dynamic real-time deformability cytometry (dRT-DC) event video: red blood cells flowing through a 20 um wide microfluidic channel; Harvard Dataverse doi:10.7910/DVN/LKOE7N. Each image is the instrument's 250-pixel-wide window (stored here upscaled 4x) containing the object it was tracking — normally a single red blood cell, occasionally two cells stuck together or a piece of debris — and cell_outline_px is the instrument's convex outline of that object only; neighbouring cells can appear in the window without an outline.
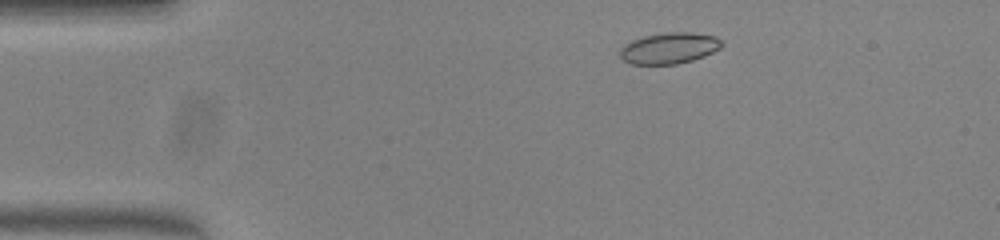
{"species": "common noctule bat (a hibernating species)", "species_latin": "Nyctalus noctula", "temperature_condition": "warm", "stored_images_in_passage": 47, "camera_frame_rate_fps": 3000, "um_per_image_px": 0.085, "animal": {"sex": "female", "body_mass_g": 23.0, "forearm_length_mm": 53.4}, "frame": {"image": 1, "passage_image": 5, "time_ms": 1.333, "image_size_px": [1000, 240], "cell_outline_px": [[724, 44], [720, 48], [704, 56], [692, 60], [676, 64], [628, 64], [620, 56], [620, 48], [624, 44], [632, 40], [644, 36], [664, 32], [692, 32], [716, 36]], "centroid_in_image_um": [56.87, 4.08], "position_along_channel_um": 28.1, "area_um2": 18.55}}
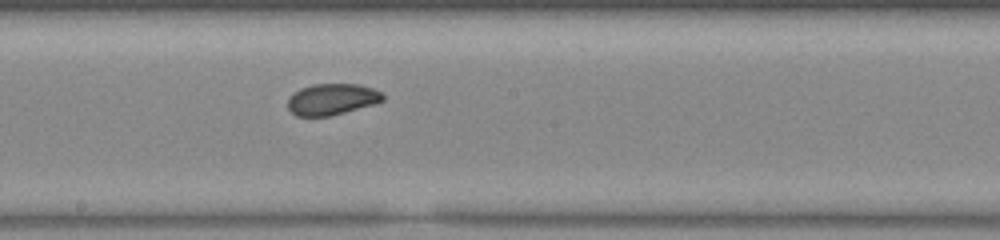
{"frame": {"image": 2, "passage_image": 24, "time_ms": 7.667, "image_size_px": [1000, 240], "cell_outline_px": [[384, 100], [376, 104], [328, 116], [296, 116], [288, 108], [288, 96], [300, 88], [312, 84], [356, 84], [372, 88], [380, 92], [384, 96]], "centroid_in_image_um": [28.2, 8.43], "position_along_channel_um": 220.0, "area_um2": 17.34}}
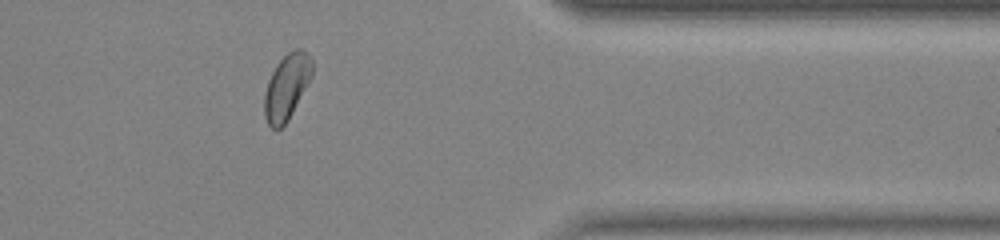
{"frame": {"image": 3, "passage_image": 38, "time_ms": 12.333, "image_size_px": [1000, 240], "cell_outline_px": [[312, 76], [308, 84], [288, 120], [276, 132], [268, 124], [264, 116], [264, 92], [268, 80], [276, 64], [288, 52], [296, 48], [300, 48], [308, 52], [312, 60]], "centroid_in_image_um": [24.36, 7.38], "position_along_channel_um": 387.0, "area_um2": 18.38}, "authors_computed_cell_mechanics": {"area_um2": 18.3226, "velocity_mm_per_s": 3.9739, "shape_relaxation_time_tau1_ms": 7.5515, "shape_relaxation_time_tau2_ms": 2.5233, "deformation_change_tau1": 0.1461, "deformation_change_tau2": 0.0413}}